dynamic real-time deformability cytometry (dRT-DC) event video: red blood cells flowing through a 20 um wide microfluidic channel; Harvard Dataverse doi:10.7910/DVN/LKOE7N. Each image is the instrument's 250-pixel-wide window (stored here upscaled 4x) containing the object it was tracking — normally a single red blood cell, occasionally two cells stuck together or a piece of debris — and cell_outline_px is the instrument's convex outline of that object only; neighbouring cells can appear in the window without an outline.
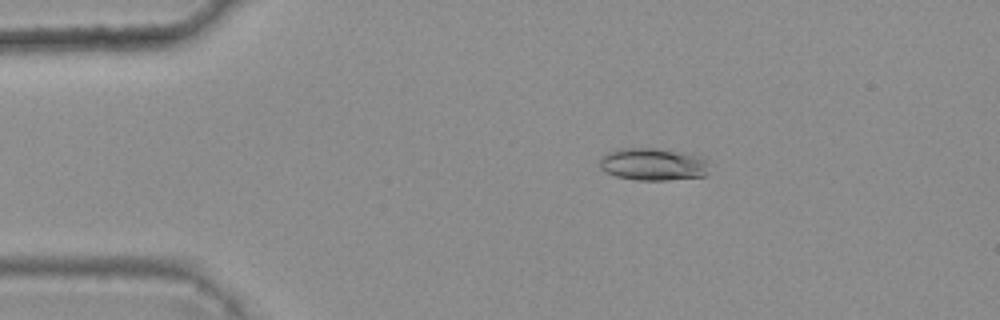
{"species": "common noctule bat (a hibernating species)", "species_latin": "Nyctalus noctula", "temperature_condition": "warm", "stored_images_in_passage": 6, "camera_frame_rate_fps": 3000, "um_per_image_px": 0.085, "animal": {"sex": "female", "body_mass_g": 25.1}, "frame": {"image": 1, "passage_image": 3, "time_ms": 0.667, "image_size_px": [1000, 320], "cell_outline_px": [[708, 160], [704, 176], [668, 180], [636, 180], [616, 176], [604, 172], [600, 168], [600, 156], [608, 152], [620, 148], [652, 148], [696, 156]], "centroid_in_image_um": [55.41, 13.98], "position_along_channel_um": 29.6, "area_um2": 20.35}}
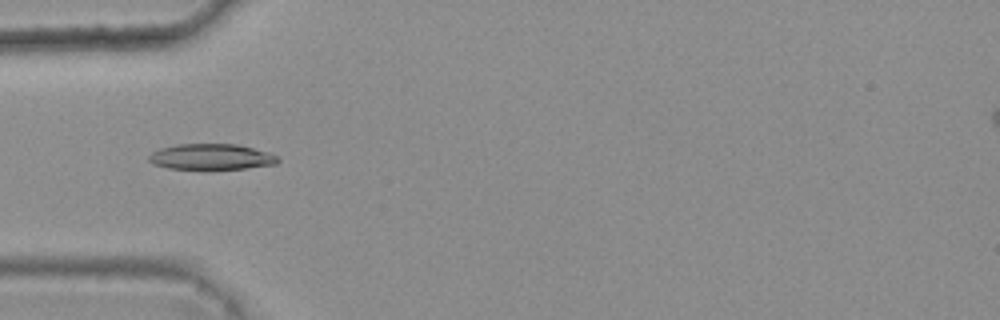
{"frame": {"image": 2, "passage_image": 5, "time_ms": 1.333, "image_size_px": [1000, 320], "cell_outline_px": [[280, 160], [276, 164], [248, 168], [204, 172], [168, 168], [156, 164], [148, 160], [148, 156], [152, 152], [160, 148], [176, 144], [236, 144], [272, 152]], "centroid_in_image_um": [17.98, 13.37], "position_along_channel_um": 67.0, "area_um2": 20.35}}
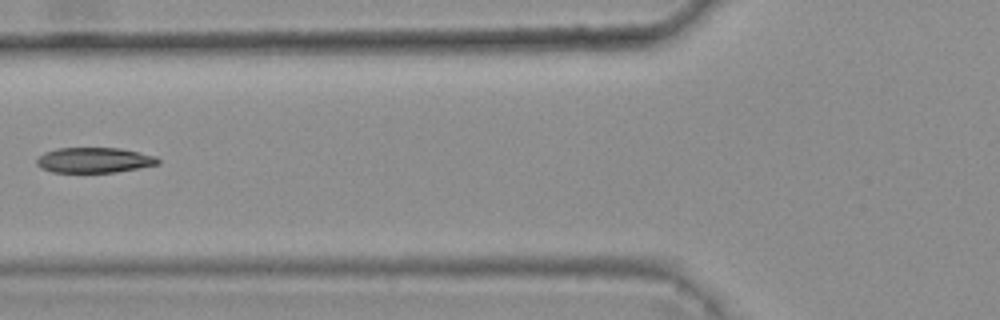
{"frame": {"image": 3, "passage_image": 6, "time_ms": 1.667, "image_size_px": [1000, 320], "cell_outline_px": [[160, 164], [116, 172], [52, 172], [40, 168], [36, 164], [36, 160], [44, 152], [56, 148], [120, 148], [156, 156], [160, 160]], "centroid_in_image_um": [8.0, 13.61], "position_along_channel_um": 117.8, "area_um2": 17.92}}